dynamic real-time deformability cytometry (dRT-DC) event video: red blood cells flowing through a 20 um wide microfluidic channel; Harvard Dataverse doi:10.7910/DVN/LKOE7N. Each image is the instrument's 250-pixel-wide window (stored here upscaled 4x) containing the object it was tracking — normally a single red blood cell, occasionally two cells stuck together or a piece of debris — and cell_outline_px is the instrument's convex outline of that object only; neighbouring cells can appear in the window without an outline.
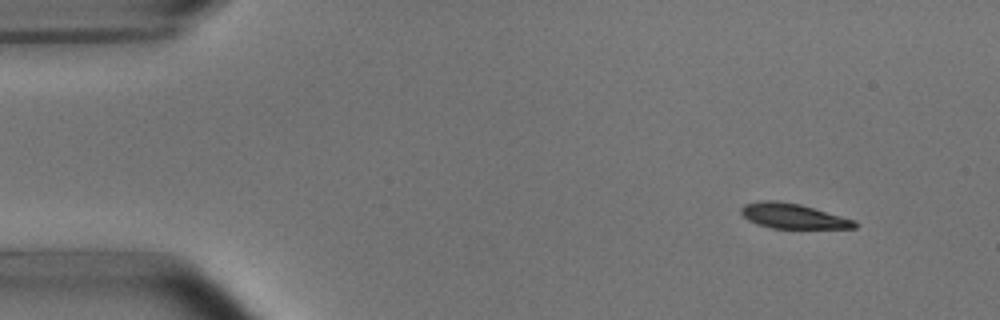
{"species": "common noctule bat (a hibernating species)", "species_latin": "Nyctalus noctula", "temperature_condition": "room temperature", "stored_images_in_passage": 5, "segment_of_instrument_passage": [1, 2], "camera_frame_rate_fps": 3000, "um_per_image_px": 0.085, "animal": {"sex": "male", "body_mass_g": 15.6}, "frame": {"image": 1, "passage_image": 2, "time_ms": 1.333, "image_size_px": [1000, 320], "cell_outline_px": [[856, 228], [772, 228], [756, 224], [748, 220], [740, 212], [740, 208], [744, 204], [760, 200], [776, 200], [800, 204], [856, 220]], "centroid_in_image_um": [67.37, 18.35], "position_along_channel_um": 17.6, "area_um2": 16.59}}